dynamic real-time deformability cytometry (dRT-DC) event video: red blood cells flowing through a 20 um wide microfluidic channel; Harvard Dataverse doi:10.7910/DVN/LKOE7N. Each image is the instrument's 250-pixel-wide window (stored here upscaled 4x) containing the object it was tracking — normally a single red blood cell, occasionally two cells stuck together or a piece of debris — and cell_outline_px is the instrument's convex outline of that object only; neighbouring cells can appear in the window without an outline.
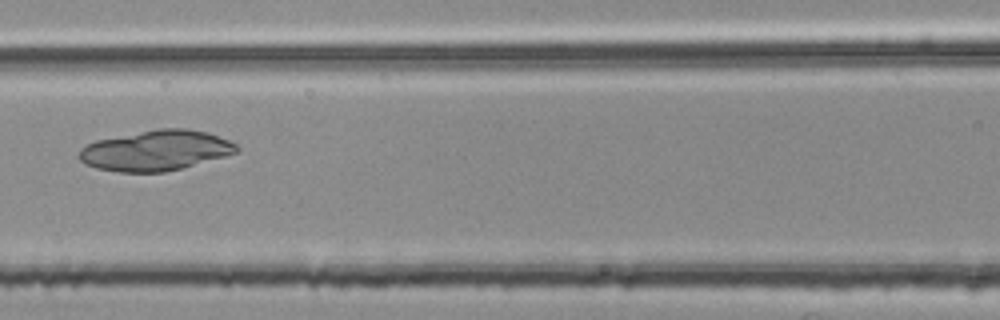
{"species": "common noctule bat (a hibernating species)", "species_latin": "Nyctalus noctula", "temperature_condition": "room temperature", "stored_images_in_passage": 4, "camera_frame_rate_fps": 3000, "um_per_image_px": 0.085, "animal": {"sex": "female", "body_mass_g": 25.1}, "frame": {"image": 1, "passage_image": 4, "time_ms": 1.0, "image_size_px": [1000, 320], "cell_outline_px": [[240, 152], [180, 168], [164, 172], [120, 172], [96, 168], [84, 164], [76, 156], [80, 148], [96, 140], [160, 128], [188, 128], [208, 132], [228, 140], [236, 144], [240, 148]], "centroid_in_image_um": [13.23, 12.79], "position_along_channel_um": 153.4, "area_um2": 37.05}}